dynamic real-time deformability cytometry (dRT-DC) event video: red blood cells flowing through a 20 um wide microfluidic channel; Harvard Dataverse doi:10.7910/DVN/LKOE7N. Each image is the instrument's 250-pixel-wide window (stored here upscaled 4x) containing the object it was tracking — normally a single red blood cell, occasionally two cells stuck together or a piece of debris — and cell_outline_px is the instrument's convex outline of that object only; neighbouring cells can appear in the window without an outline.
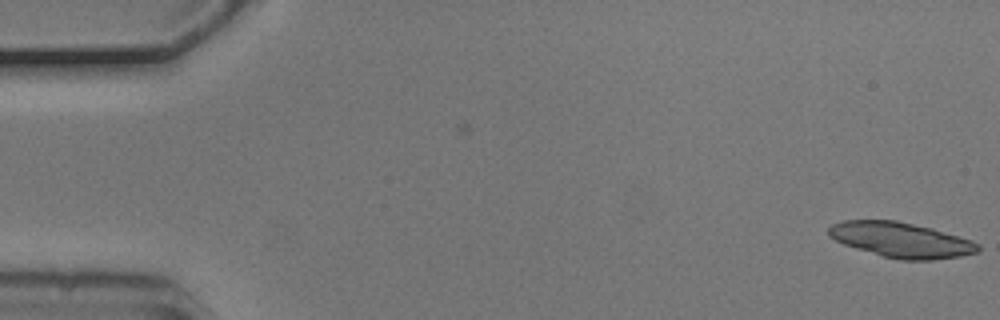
{"species": "common noctule bat (a hibernating species)", "species_latin": "Nyctalus noctula", "temperature_condition": "cold", "stored_images_in_passage": 2, "camera_frame_rate_fps": 3000, "um_per_image_px": 0.085, "animal": {"sex": "male", "body_mass_g": 20.5, "forearm_length_mm": 52.5}, "frame": {"image": 1, "passage_image": 2, "time_ms": 0.333, "image_size_px": [1000, 320], "cell_outline_px": [[980, 248], [976, 252], [960, 256], [932, 260], [900, 260], [884, 256], [856, 248], [844, 244], [828, 236], [828, 228], [832, 224], [844, 220], [896, 220], [932, 228], [972, 240], [980, 244]], "centroid_in_image_um": [76.59, 20.39], "position_along_channel_um": 8.4, "area_um2": 30.46}}